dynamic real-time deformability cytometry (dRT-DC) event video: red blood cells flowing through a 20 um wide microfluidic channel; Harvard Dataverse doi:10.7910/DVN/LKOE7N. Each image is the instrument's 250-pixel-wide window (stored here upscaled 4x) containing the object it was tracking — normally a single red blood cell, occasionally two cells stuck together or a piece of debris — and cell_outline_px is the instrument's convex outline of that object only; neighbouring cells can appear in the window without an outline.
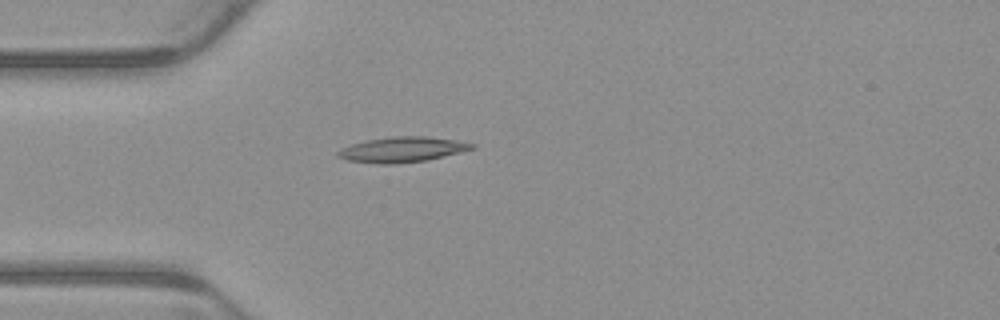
{"species": "common noctule bat (a hibernating species)", "species_latin": "Nyctalus noctula", "temperature_condition": "warm", "stored_images_in_passage": 5, "camera_frame_rate_fps": 3000, "um_per_image_px": 0.085, "animal": {"sex": "male", "body_mass_g": 23.1, "forearm_length_mm": 52.7}, "frame": {"image": 1, "passage_image": 5, "time_ms": 1.333, "image_size_px": [1000, 320], "cell_outline_px": [[476, 148], [428, 160], [392, 164], [380, 164], [348, 160], [336, 156], [336, 152], [352, 144], [368, 140], [396, 136], [424, 136], [456, 140], [476, 144]], "centroid_in_image_um": [34.22, 12.71], "position_along_channel_um": 50.8, "area_um2": 19.54}}